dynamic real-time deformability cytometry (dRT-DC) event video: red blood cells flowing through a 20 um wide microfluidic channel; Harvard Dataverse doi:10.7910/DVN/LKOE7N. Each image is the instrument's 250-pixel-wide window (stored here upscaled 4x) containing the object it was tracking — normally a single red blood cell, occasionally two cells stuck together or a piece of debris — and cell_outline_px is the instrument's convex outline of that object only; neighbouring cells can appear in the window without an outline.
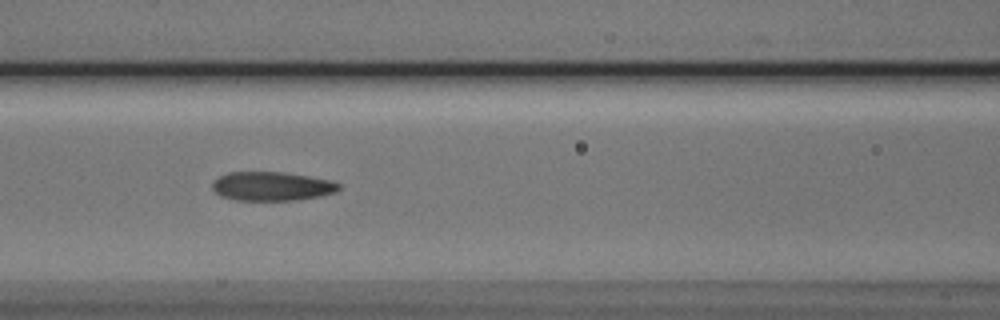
{"species": "Egyptian fruit bat (a non-hibernating species)", "species_latin": "Rousettus aegyptiacus", "temperature_condition": "cold", "stored_images_in_passage": 10, "camera_frame_rate_fps": 3000, "um_per_image_px": 0.085, "animal": {"sex": "male"}, "frame": {"image": 1, "passage_image": 6, "time_ms": 6.333, "image_size_px": [1000, 320], "cell_outline_px": [[340, 188], [336, 192], [320, 196], [296, 200], [236, 200], [220, 196], [212, 188], [212, 180], [228, 172], [284, 172], [332, 180], [340, 184]], "centroid_in_image_um": [23.1, 15.83], "position_along_channel_um": 143.5, "area_um2": 21.44}}
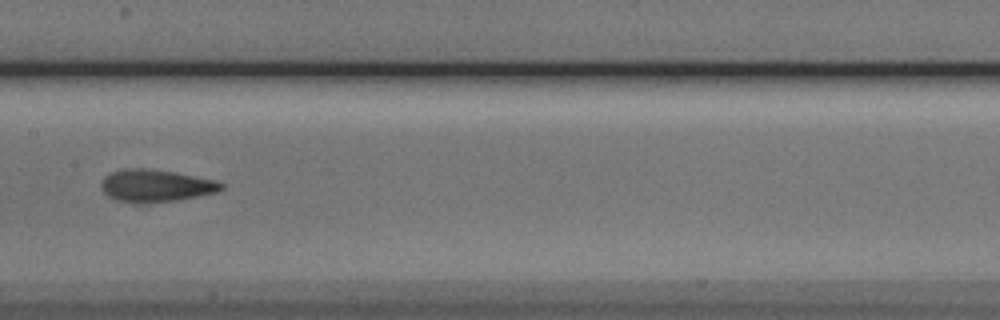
{"frame": {"image": 2, "passage_image": 7, "time_ms": 7.667, "image_size_px": [1000, 320], "cell_outline_px": [[224, 188], [216, 192], [200, 196], [176, 200], [136, 204], [116, 200], [108, 196], [100, 188], [100, 184], [104, 176], [112, 172], [124, 168], [144, 168], [176, 172], [216, 180], [224, 184]], "centroid_in_image_um": [13.22, 15.78], "position_along_channel_um": 194.2, "area_um2": 22.89}}
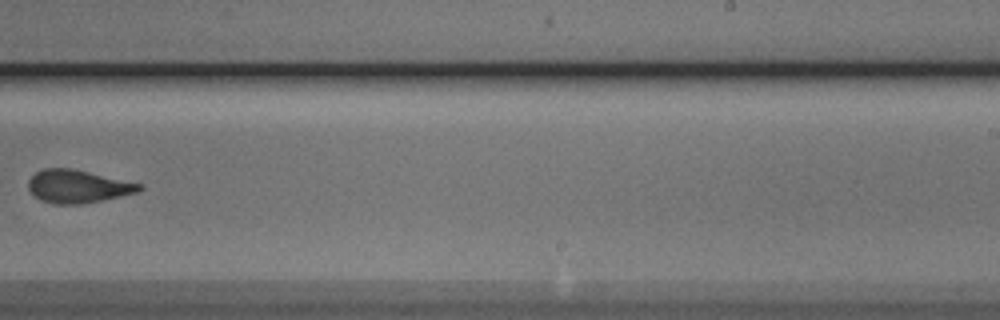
{"frame": {"image": 3, "passage_image": 9, "time_ms": 10.0, "image_size_px": [1000, 320], "cell_outline_px": [[144, 188], [136, 192], [120, 196], [80, 204], [56, 204], [40, 200], [28, 188], [28, 180], [36, 172], [44, 168], [72, 168], [144, 184]], "centroid_in_image_um": [6.62, 15.83], "position_along_channel_um": 282.4, "area_um2": 21.21}}